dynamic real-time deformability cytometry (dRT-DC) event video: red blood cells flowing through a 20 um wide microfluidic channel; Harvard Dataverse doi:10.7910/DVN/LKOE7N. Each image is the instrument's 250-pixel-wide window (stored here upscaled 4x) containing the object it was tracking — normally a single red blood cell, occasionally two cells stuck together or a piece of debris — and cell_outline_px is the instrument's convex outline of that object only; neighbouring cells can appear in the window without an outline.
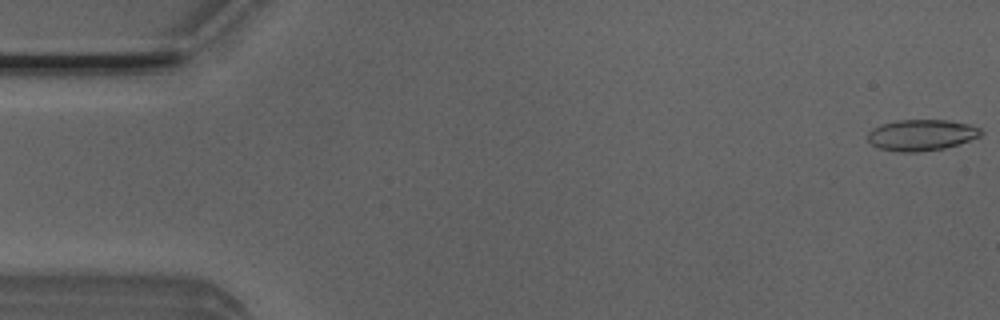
{"species": "Egyptian fruit bat (a non-hibernating species)", "species_latin": "Rousettus aegyptiacus", "temperature_condition": "room temperature", "stored_images_in_passage": 4, "camera_frame_rate_fps": 3000, "um_per_image_px": 0.085, "animal": {"sex": "male"}, "frame": {"image": 1, "passage_image": 4, "time_ms": 1.0, "image_size_px": [1000, 320], "cell_outline_px": [[984, 132], [980, 136], [944, 148], [916, 152], [900, 152], [880, 148], [872, 144], [868, 140], [868, 132], [872, 128], [880, 124], [896, 120], [948, 120], [968, 124], [980, 128]], "centroid_in_image_um": [78.3, 11.46], "position_along_channel_um": 6.7, "area_um2": 20.4}}